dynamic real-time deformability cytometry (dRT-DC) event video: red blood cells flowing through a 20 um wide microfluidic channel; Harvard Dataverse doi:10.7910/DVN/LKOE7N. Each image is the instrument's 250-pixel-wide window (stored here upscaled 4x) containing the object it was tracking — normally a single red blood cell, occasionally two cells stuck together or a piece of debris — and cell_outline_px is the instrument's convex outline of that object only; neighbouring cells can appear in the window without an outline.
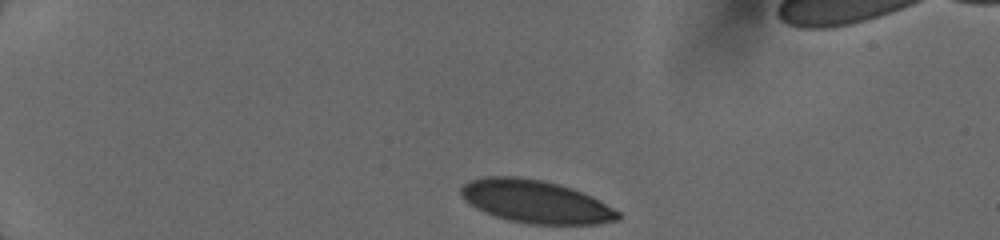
{"species": "human", "species_latin": "Homo sapiens", "temperature_condition": "cold", "stored_images_in_passage": 12, "camera_frame_rate_fps": 3000, "um_per_image_px": 0.085, "donor": {"sex": "female"}, "frame": {"image": 1, "passage_image": 1, "time_ms": 0.0, "image_size_px": [1000, 240], "cell_outline_px": [[620, 220], [600, 224], [528, 224], [508, 220], [484, 212], [476, 208], [464, 200], [460, 192], [460, 188], [468, 180], [484, 176], [520, 176], [544, 180], [560, 184], [572, 188], [620, 212]], "centroid_in_image_um": [45.48, 17.13], "position_along_channel_um": 39.5, "area_um2": 39.25}}